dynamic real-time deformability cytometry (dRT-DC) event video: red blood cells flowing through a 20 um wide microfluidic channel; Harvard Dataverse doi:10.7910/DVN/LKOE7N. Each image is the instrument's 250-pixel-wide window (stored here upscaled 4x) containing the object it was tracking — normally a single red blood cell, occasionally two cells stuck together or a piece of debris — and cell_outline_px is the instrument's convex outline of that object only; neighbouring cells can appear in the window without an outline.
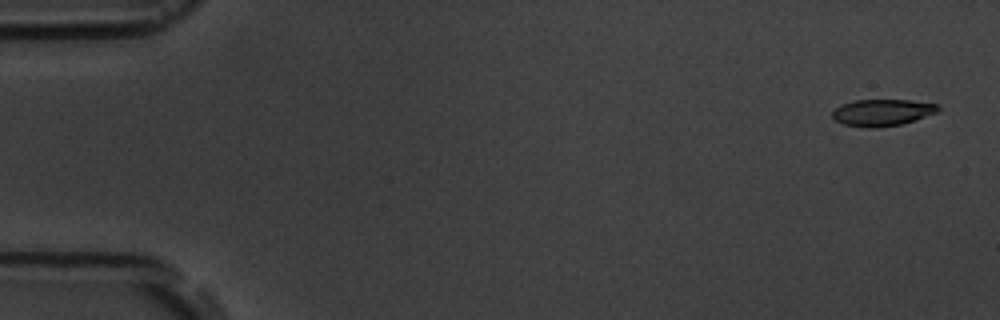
{"species": "common noctule bat (a hibernating species)", "species_latin": "Nyctalus noctula", "temperature_condition": "room temperature", "stored_images_in_passage": 9, "camera_frame_rate_fps": 3000, "um_per_image_px": 0.085, "animal": {"sex": "male", "body_mass_g": 19.5, "forearm_length_mm": 54.6}, "frame": {"image": 1, "passage_image": 1, "time_ms": 0.0, "image_size_px": [1000, 320], "cell_outline_px": [[940, 108], [936, 112], [916, 120], [900, 124], [876, 128], [868, 128], [844, 124], [836, 120], [832, 116], [832, 112], [840, 104], [856, 100], [908, 100], [936, 104]], "centroid_in_image_um": [74.97, 9.56], "position_along_channel_um": 10.0, "area_um2": 16.3}}
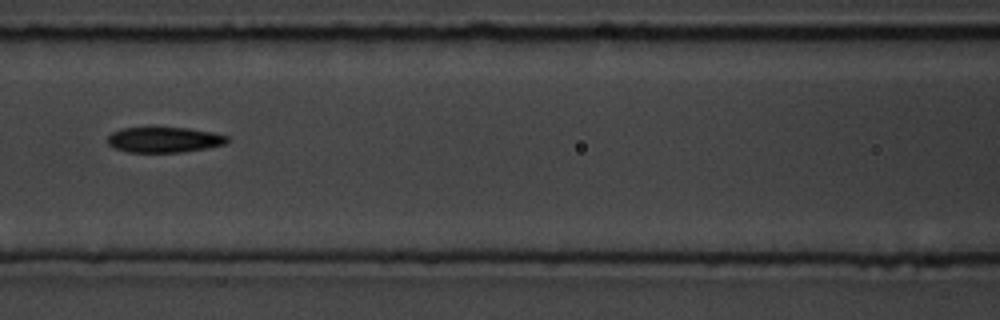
{"frame": {"image": 2, "passage_image": 7, "time_ms": 7.667, "image_size_px": [1000, 320], "cell_outline_px": [[228, 140], [224, 144], [204, 148], [180, 152], [128, 152], [112, 148], [108, 144], [108, 136], [112, 132], [120, 128], [188, 128], [212, 132], [228, 136]], "centroid_in_image_um": [13.9, 11.88], "position_along_channel_um": 152.7, "area_um2": 17.57}}
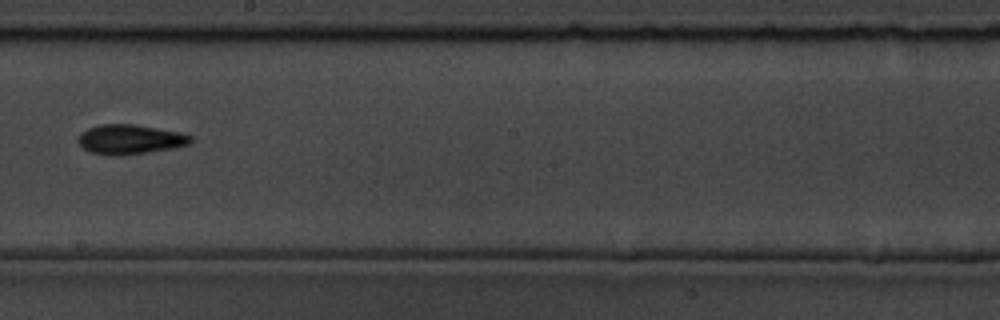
{"frame": {"image": 3, "passage_image": 9, "time_ms": 10.0, "image_size_px": [1000, 320], "cell_outline_px": [[192, 144], [172, 148], [148, 152], [120, 156], [108, 156], [88, 152], [76, 140], [80, 132], [88, 128], [100, 124], [132, 124], [180, 132], [192, 136]], "centroid_in_image_um": [11.02, 11.86], "position_along_channel_um": 237.2, "area_um2": 19.65}}